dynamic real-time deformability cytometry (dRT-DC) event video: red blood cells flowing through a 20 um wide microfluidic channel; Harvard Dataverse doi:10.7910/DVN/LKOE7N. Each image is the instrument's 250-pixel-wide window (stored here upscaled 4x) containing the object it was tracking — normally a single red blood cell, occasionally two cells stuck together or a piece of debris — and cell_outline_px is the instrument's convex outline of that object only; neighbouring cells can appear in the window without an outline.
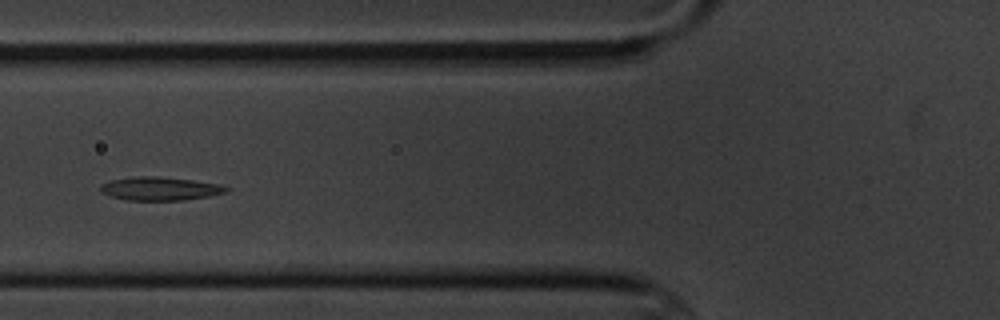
{"species": "common noctule bat (a hibernating species)", "species_latin": "Nyctalus noctula", "temperature_condition": "cold", "stored_images_in_passage": 10, "camera_frame_rate_fps": 3000, "um_per_image_px": 0.085, "animal": {"sex": "male", "body_mass_g": 20.1, "forearm_length_mm": 53.5}, "frame": {"image": 1, "passage_image": 5, "time_ms": 4.667, "image_size_px": [1000, 320], "cell_outline_px": [[228, 192], [208, 196], [180, 200], [124, 200], [100, 192], [100, 184], [108, 180], [136, 176], [156, 176], [192, 180], [216, 184], [228, 188]], "centroid_in_image_um": [13.52, 16.03], "position_along_channel_um": 112.3, "area_um2": 17.05}}
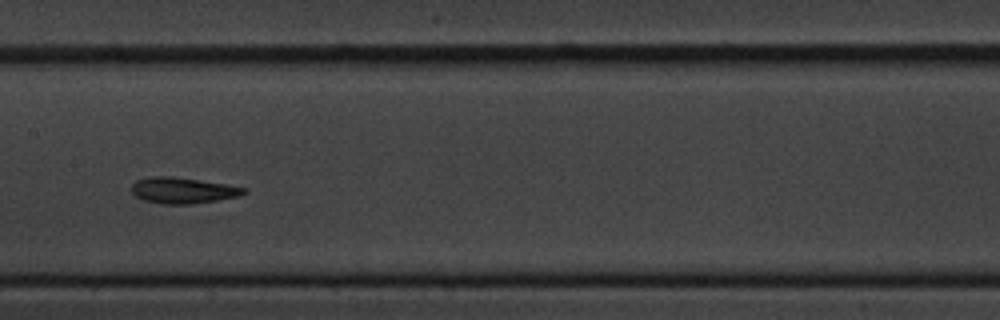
{"frame": {"image": 2, "passage_image": 7, "time_ms": 7.0, "image_size_px": [1000, 320], "cell_outline_px": [[248, 192], [240, 196], [192, 204], [160, 204], [144, 200], [136, 196], [132, 192], [132, 184], [136, 180], [152, 176], [172, 176], [200, 180], [248, 188]], "centroid_in_image_um": [15.55, 16.18], "position_along_channel_um": 191.8, "area_um2": 17.05}}
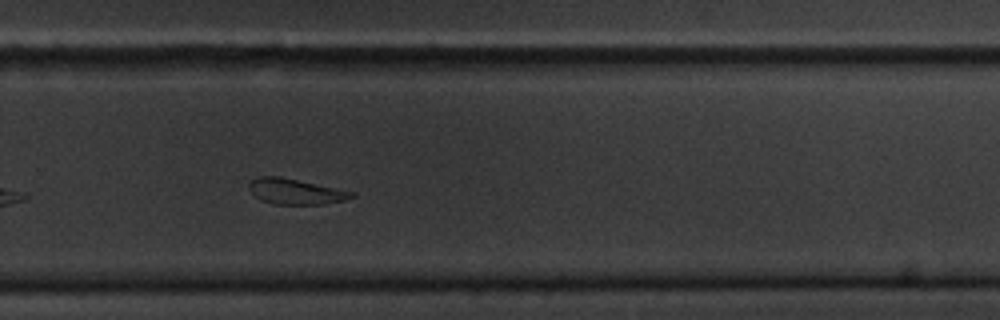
{"frame": {"image": 3, "passage_image": 10, "time_ms": 10.333, "image_size_px": [1000, 320], "cell_outline_px": [[356, 196], [344, 200], [324, 204], [272, 204], [260, 200], [248, 188], [248, 184], [256, 176], [280, 176], [356, 192]], "centroid_in_image_um": [25.12, 16.27], "position_along_channel_um": 304.7, "area_um2": 15.37}}